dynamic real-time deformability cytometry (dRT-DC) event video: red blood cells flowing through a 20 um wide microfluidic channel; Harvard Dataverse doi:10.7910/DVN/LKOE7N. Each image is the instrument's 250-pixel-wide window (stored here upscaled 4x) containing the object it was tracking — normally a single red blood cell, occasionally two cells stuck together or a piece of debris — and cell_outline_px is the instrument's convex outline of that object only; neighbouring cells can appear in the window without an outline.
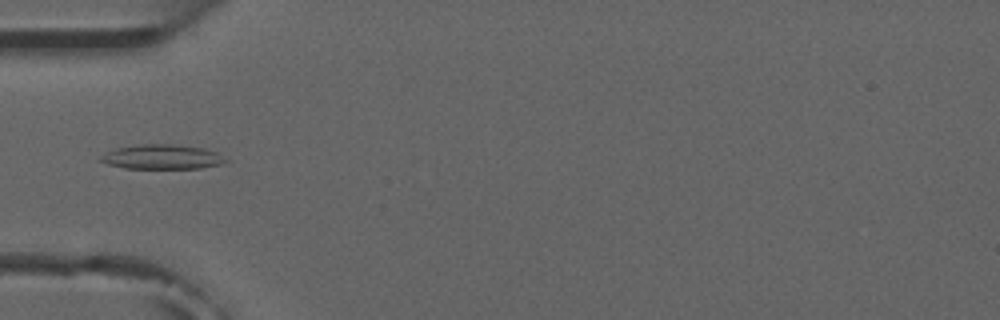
{"species": "common noctule bat (a hibernating species)", "species_latin": "Nyctalus noctula", "temperature_condition": "room temperature", "stored_images_in_passage": 2, "camera_frame_rate_fps": 3000, "um_per_image_px": 0.085, "animal": {"sex": "male", "forearm_length_mm": 52.5}, "frame": {"image": 1, "passage_image": 2, "time_ms": 1.0, "image_size_px": [1000, 320], "cell_outline_px": [[228, 160], [220, 164], [200, 168], [124, 168], [108, 164], [100, 160], [100, 156], [116, 148], [144, 144], [172, 144], [204, 148], [216, 152]], "centroid_in_image_um": [13.78, 13.33], "position_along_channel_um": 71.2, "area_um2": 17.63}}